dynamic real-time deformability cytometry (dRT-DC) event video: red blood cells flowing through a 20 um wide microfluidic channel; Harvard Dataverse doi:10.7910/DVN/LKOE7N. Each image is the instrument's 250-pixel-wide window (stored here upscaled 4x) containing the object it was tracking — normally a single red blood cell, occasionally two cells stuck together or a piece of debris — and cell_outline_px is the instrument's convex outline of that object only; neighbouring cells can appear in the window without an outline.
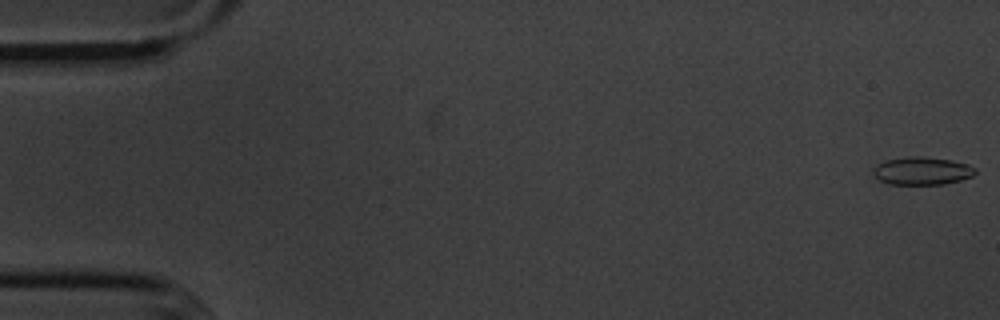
{"species": "common noctule bat (a hibernating species)", "species_latin": "Nyctalus noctula", "temperature_condition": "cold", "stored_images_in_passage": 10, "camera_frame_rate_fps": 3000, "um_per_image_px": 0.085, "animal": {"sex": "male", "body_mass_g": 20.1, "forearm_length_mm": 53.5}, "frame": {"image": 1, "passage_image": 1, "time_ms": 0.0, "image_size_px": [1000, 320], "cell_outline_px": [[976, 172], [972, 176], [960, 180], [944, 184], [888, 184], [880, 180], [872, 172], [872, 168], [876, 164], [884, 160], [912, 156], [920, 156], [952, 160], [968, 164], [976, 168]], "centroid_in_image_um": [78.36, 14.52], "position_along_channel_um": 6.6, "area_um2": 16.65}}
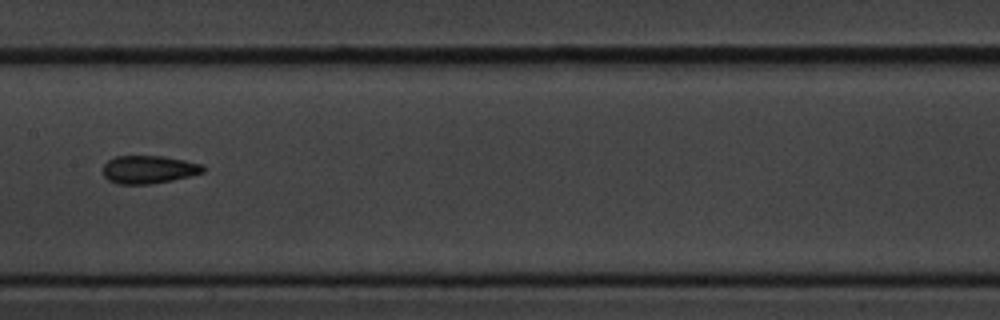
{"frame": {"image": 2, "passage_image": 8, "time_ms": 9.0, "image_size_px": [1000, 320], "cell_outline_px": [[204, 172], [192, 176], [152, 184], [120, 184], [108, 180], [104, 176], [104, 164], [108, 160], [116, 156], [164, 156], [204, 164]], "centroid_in_image_um": [12.67, 14.41], "position_along_channel_um": 194.7, "area_um2": 16.42}}
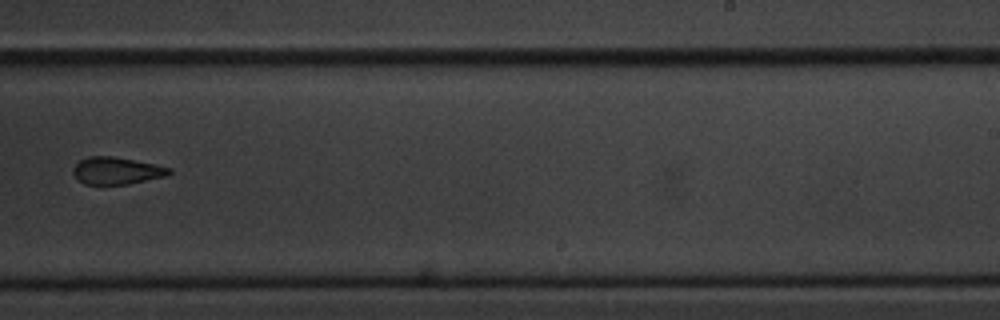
{"frame": {"image": 3, "passage_image": 10, "time_ms": 11.333, "image_size_px": [1000, 320], "cell_outline_px": [[172, 172], [168, 176], [128, 184], [84, 184], [72, 172], [72, 168], [80, 160], [88, 156], [112, 156], [172, 168]], "centroid_in_image_um": [9.92, 14.51], "position_along_channel_um": 279.1, "area_um2": 15.09}}